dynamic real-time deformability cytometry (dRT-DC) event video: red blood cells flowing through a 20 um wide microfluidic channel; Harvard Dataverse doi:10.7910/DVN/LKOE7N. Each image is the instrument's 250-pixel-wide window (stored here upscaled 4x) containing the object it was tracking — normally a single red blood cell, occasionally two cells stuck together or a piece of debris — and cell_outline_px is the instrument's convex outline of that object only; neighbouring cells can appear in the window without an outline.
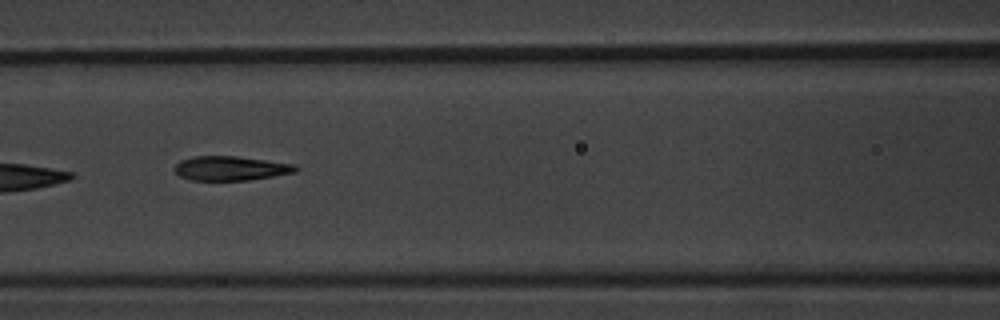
{"species": "common noctule bat (a hibernating species)", "species_latin": "Nyctalus noctula", "temperature_condition": "warm", "stored_images_in_passage": 9, "camera_frame_rate_fps": 3000, "um_per_image_px": 0.085, "animal": {"sex": "male", "body_mass_g": 20.1, "forearm_length_mm": 53.5}, "frame": {"image": 1, "passage_image": 7, "time_ms": 8.0, "image_size_px": [1000, 320], "cell_outline_px": [[300, 168], [296, 172], [248, 180], [192, 180], [180, 176], [176, 172], [176, 164], [180, 160], [192, 156], [236, 156], [296, 164]], "centroid_in_image_um": [19.64, 14.3], "position_along_channel_um": 147.0, "area_um2": 17.11}}
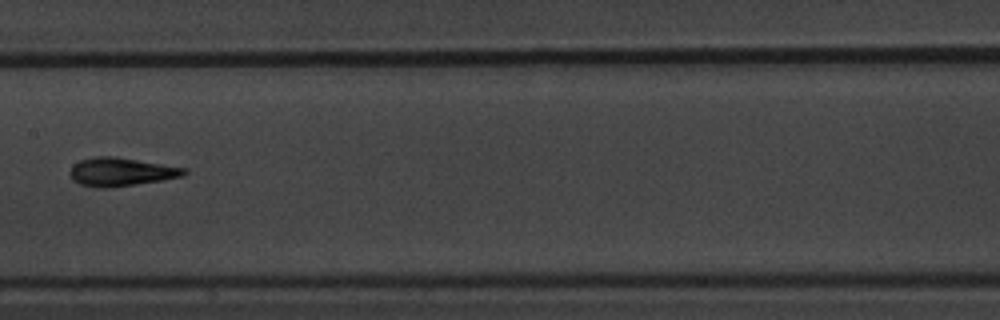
{"frame": {"image": 2, "passage_image": 8, "time_ms": 9.333, "image_size_px": [1000, 320], "cell_outline_px": [[188, 172], [184, 176], [136, 184], [108, 188], [96, 188], [80, 184], [72, 180], [68, 172], [72, 164], [80, 160], [96, 156], [116, 156], [188, 168]], "centroid_in_image_um": [10.27, 14.6], "position_along_channel_um": 197.1, "area_um2": 19.19}}
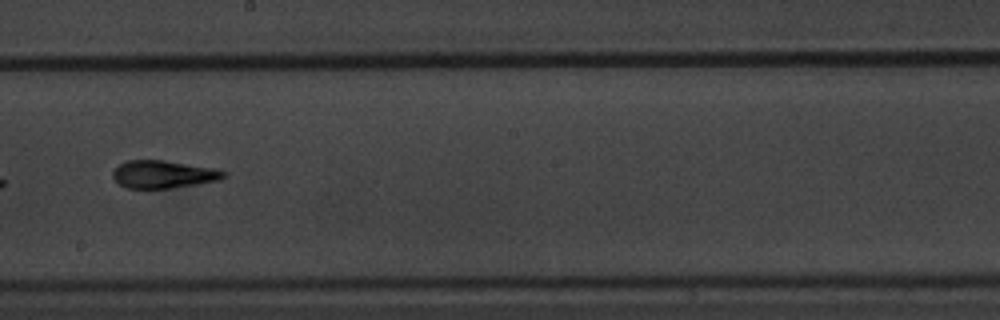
{"frame": {"image": 3, "passage_image": 9, "time_ms": 10.333, "image_size_px": [1000, 320], "cell_outline_px": [[228, 172], [220, 180], [172, 188], [128, 188], [120, 184], [112, 176], [112, 172], [120, 164], [128, 160], [164, 160], [212, 168]], "centroid_in_image_um": [13.88, 14.81], "position_along_channel_um": 234.3, "area_um2": 17.69}}